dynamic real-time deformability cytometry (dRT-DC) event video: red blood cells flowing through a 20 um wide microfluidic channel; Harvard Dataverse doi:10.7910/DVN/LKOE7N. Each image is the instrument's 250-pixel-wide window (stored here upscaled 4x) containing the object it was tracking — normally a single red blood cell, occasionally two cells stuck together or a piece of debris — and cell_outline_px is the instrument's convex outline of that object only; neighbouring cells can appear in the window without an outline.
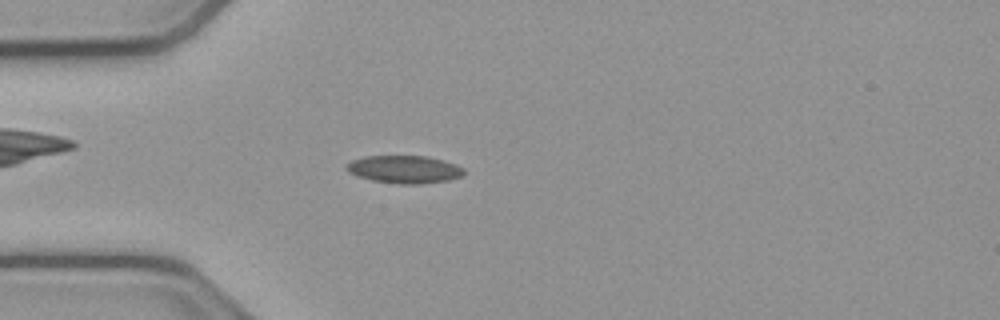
{"species": "common noctule bat (a hibernating species)", "species_latin": "Nyctalus noctula", "temperature_condition": "cold", "stored_images_in_passage": 53, "camera_frame_rate_fps": 3000, "um_per_image_px": 0.085, "animal": {"sex": "male", "body_mass_g": 23.1, "forearm_length_mm": 52.7}, "frame": {"image": 1, "passage_image": 14, "time_ms": 4.333, "image_size_px": [1000, 320], "cell_outline_px": [[464, 172], [460, 176], [448, 180], [420, 184], [400, 184], [372, 180], [356, 176], [348, 172], [344, 168], [344, 164], [352, 160], [364, 156], [428, 156], [444, 160], [456, 164], [464, 168]], "centroid_in_image_um": [34.33, 14.39], "position_along_channel_um": 50.7, "area_um2": 19.13}}
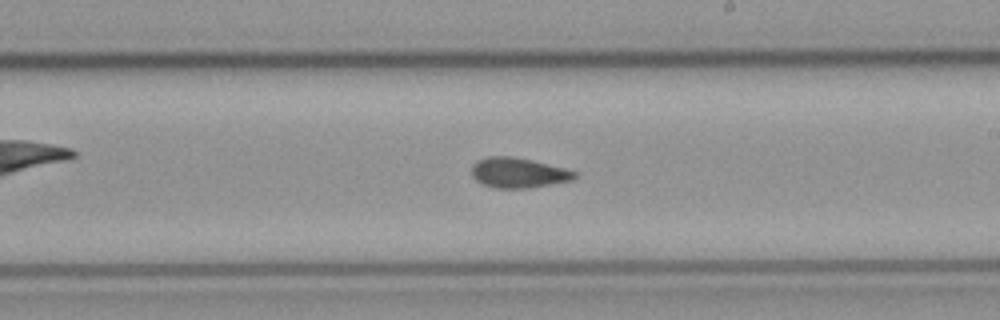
{"frame": {"image": 2, "passage_image": 30, "time_ms": 9.667, "image_size_px": [1000, 320], "cell_outline_px": [[576, 176], [572, 180], [528, 188], [496, 188], [484, 184], [476, 180], [472, 176], [472, 164], [476, 160], [488, 156], [512, 156], [532, 160], [564, 168], [576, 172]], "centroid_in_image_um": [44.02, 14.67], "position_along_channel_um": 245.0, "area_um2": 17.98}}
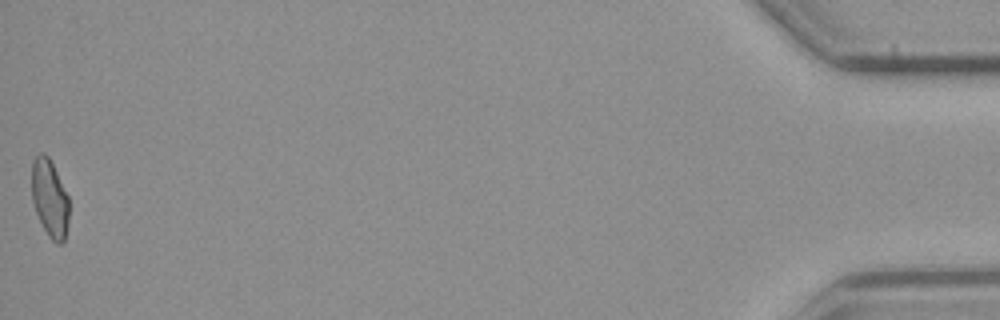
{"frame": {"image": 3, "passage_image": 53, "time_ms": 17.333, "image_size_px": [1000, 320], "cell_outline_px": [[68, 220], [64, 240], [60, 244], [56, 244], [52, 240], [44, 228], [36, 212], [32, 200], [32, 160], [40, 152], [44, 152], [48, 156], [68, 196]], "centroid_in_image_um": [4.21, 16.84], "position_along_channel_um": 431.0, "area_um2": 16.59}, "authors_computed_cell_mechanics": {"area_um2": 17.8024, "velocity_mm_per_s": 3.8107, "shape_relaxation_time_tau1_ms": 6.7007, "shape_relaxation_time_tau2_ms": 2.2144, "deformation_change_tau1": 0.1394, "deformation_change_tau2": 0.0744}}